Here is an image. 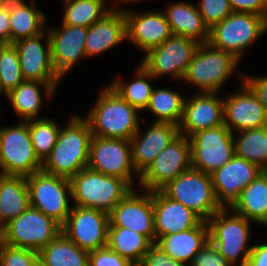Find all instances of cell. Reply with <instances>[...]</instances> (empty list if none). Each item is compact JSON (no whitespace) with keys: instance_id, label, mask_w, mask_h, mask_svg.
Here are the masks:
<instances>
[{"instance_id":"6da1fadb","label":"cell","mask_w":267,"mask_h":266,"mask_svg":"<svg viewBox=\"0 0 267 266\" xmlns=\"http://www.w3.org/2000/svg\"><path fill=\"white\" fill-rule=\"evenodd\" d=\"M92 133L86 119L74 116L61 128L57 143L42 163V171L71 179L88 167Z\"/></svg>"},{"instance_id":"7a4b0ae2","label":"cell","mask_w":267,"mask_h":266,"mask_svg":"<svg viewBox=\"0 0 267 266\" xmlns=\"http://www.w3.org/2000/svg\"><path fill=\"white\" fill-rule=\"evenodd\" d=\"M98 96L85 118L92 136L130 140L140 126L139 111L109 85Z\"/></svg>"},{"instance_id":"3957f363","label":"cell","mask_w":267,"mask_h":266,"mask_svg":"<svg viewBox=\"0 0 267 266\" xmlns=\"http://www.w3.org/2000/svg\"><path fill=\"white\" fill-rule=\"evenodd\" d=\"M74 206L110 213L132 187L122 178L104 175L88 167L70 179Z\"/></svg>"},{"instance_id":"277c9868","label":"cell","mask_w":267,"mask_h":266,"mask_svg":"<svg viewBox=\"0 0 267 266\" xmlns=\"http://www.w3.org/2000/svg\"><path fill=\"white\" fill-rule=\"evenodd\" d=\"M240 61L208 42L198 45L181 80L208 93H218Z\"/></svg>"},{"instance_id":"5b68a950","label":"cell","mask_w":267,"mask_h":266,"mask_svg":"<svg viewBox=\"0 0 267 266\" xmlns=\"http://www.w3.org/2000/svg\"><path fill=\"white\" fill-rule=\"evenodd\" d=\"M266 32L267 20L263 16L232 12L209 29L208 43L240 61L244 50Z\"/></svg>"},{"instance_id":"8992f818","label":"cell","mask_w":267,"mask_h":266,"mask_svg":"<svg viewBox=\"0 0 267 266\" xmlns=\"http://www.w3.org/2000/svg\"><path fill=\"white\" fill-rule=\"evenodd\" d=\"M228 209L216 212L207 222L209 225V240L217 251L233 266H246L252 250L247 245L250 238V220L238 214L227 216Z\"/></svg>"},{"instance_id":"52a82bcc","label":"cell","mask_w":267,"mask_h":266,"mask_svg":"<svg viewBox=\"0 0 267 266\" xmlns=\"http://www.w3.org/2000/svg\"><path fill=\"white\" fill-rule=\"evenodd\" d=\"M161 191L170 199L193 210L205 221L221 210L211 175L192 167L169 182Z\"/></svg>"},{"instance_id":"ba28073f","label":"cell","mask_w":267,"mask_h":266,"mask_svg":"<svg viewBox=\"0 0 267 266\" xmlns=\"http://www.w3.org/2000/svg\"><path fill=\"white\" fill-rule=\"evenodd\" d=\"M0 174L30 176L42 170L29 133V120L0 127Z\"/></svg>"},{"instance_id":"9c48e42d","label":"cell","mask_w":267,"mask_h":266,"mask_svg":"<svg viewBox=\"0 0 267 266\" xmlns=\"http://www.w3.org/2000/svg\"><path fill=\"white\" fill-rule=\"evenodd\" d=\"M26 182L30 207L53 218L62 226L72 209L68 200V196L72 198L70 179L41 170L27 176Z\"/></svg>"},{"instance_id":"30bf717a","label":"cell","mask_w":267,"mask_h":266,"mask_svg":"<svg viewBox=\"0 0 267 266\" xmlns=\"http://www.w3.org/2000/svg\"><path fill=\"white\" fill-rule=\"evenodd\" d=\"M61 233V225L39 210L29 207L2 228L1 241L7 245L39 252Z\"/></svg>"},{"instance_id":"8fae6325","label":"cell","mask_w":267,"mask_h":266,"mask_svg":"<svg viewBox=\"0 0 267 266\" xmlns=\"http://www.w3.org/2000/svg\"><path fill=\"white\" fill-rule=\"evenodd\" d=\"M234 133L224 124L189 137L191 167L211 175L234 156Z\"/></svg>"},{"instance_id":"7c38bea8","label":"cell","mask_w":267,"mask_h":266,"mask_svg":"<svg viewBox=\"0 0 267 266\" xmlns=\"http://www.w3.org/2000/svg\"><path fill=\"white\" fill-rule=\"evenodd\" d=\"M189 168H191L190 141L188 137L179 134L140 175L139 183L144 190H161Z\"/></svg>"},{"instance_id":"4fadbf2b","label":"cell","mask_w":267,"mask_h":266,"mask_svg":"<svg viewBox=\"0 0 267 266\" xmlns=\"http://www.w3.org/2000/svg\"><path fill=\"white\" fill-rule=\"evenodd\" d=\"M88 168L104 175L122 178L131 187L134 183L132 176L136 173L140 177L133 165L131 142L126 139L92 136Z\"/></svg>"},{"instance_id":"5bb4252c","label":"cell","mask_w":267,"mask_h":266,"mask_svg":"<svg viewBox=\"0 0 267 266\" xmlns=\"http://www.w3.org/2000/svg\"><path fill=\"white\" fill-rule=\"evenodd\" d=\"M199 44L192 38L172 34L164 43L150 49L141 65L155 78L170 74L180 80Z\"/></svg>"},{"instance_id":"9a60e30c","label":"cell","mask_w":267,"mask_h":266,"mask_svg":"<svg viewBox=\"0 0 267 266\" xmlns=\"http://www.w3.org/2000/svg\"><path fill=\"white\" fill-rule=\"evenodd\" d=\"M109 214L73 206L61 232L80 249L91 252L107 246Z\"/></svg>"},{"instance_id":"2e32d148","label":"cell","mask_w":267,"mask_h":266,"mask_svg":"<svg viewBox=\"0 0 267 266\" xmlns=\"http://www.w3.org/2000/svg\"><path fill=\"white\" fill-rule=\"evenodd\" d=\"M109 222V227H123L136 231L152 243H156L153 191L144 190L139 196L132 188L109 213Z\"/></svg>"},{"instance_id":"e0dca14e","label":"cell","mask_w":267,"mask_h":266,"mask_svg":"<svg viewBox=\"0 0 267 266\" xmlns=\"http://www.w3.org/2000/svg\"><path fill=\"white\" fill-rule=\"evenodd\" d=\"M257 164L234 155L224 166L211 174L217 204L230 210L238 202L241 192L261 172Z\"/></svg>"},{"instance_id":"ac0fdd59","label":"cell","mask_w":267,"mask_h":266,"mask_svg":"<svg viewBox=\"0 0 267 266\" xmlns=\"http://www.w3.org/2000/svg\"><path fill=\"white\" fill-rule=\"evenodd\" d=\"M240 91L223 99V122L232 132L267 126V112L252 90L243 82Z\"/></svg>"},{"instance_id":"d6986e66","label":"cell","mask_w":267,"mask_h":266,"mask_svg":"<svg viewBox=\"0 0 267 266\" xmlns=\"http://www.w3.org/2000/svg\"><path fill=\"white\" fill-rule=\"evenodd\" d=\"M45 36H47L45 38ZM47 39L46 47L41 43ZM17 49L20 67L24 80L40 82H59L61 77L55 71L51 60V44L49 34L45 32L21 39L13 43Z\"/></svg>"},{"instance_id":"ffe728a7","label":"cell","mask_w":267,"mask_h":266,"mask_svg":"<svg viewBox=\"0 0 267 266\" xmlns=\"http://www.w3.org/2000/svg\"><path fill=\"white\" fill-rule=\"evenodd\" d=\"M126 19V39L131 41L145 54L152 48L164 43L172 31L167 22L165 13L143 12L136 14L133 11H124Z\"/></svg>"},{"instance_id":"44dd1931","label":"cell","mask_w":267,"mask_h":266,"mask_svg":"<svg viewBox=\"0 0 267 266\" xmlns=\"http://www.w3.org/2000/svg\"><path fill=\"white\" fill-rule=\"evenodd\" d=\"M61 29H50L51 60L55 71L62 78L74 64L86 57L85 41L88 28L61 24Z\"/></svg>"},{"instance_id":"7402d4cb","label":"cell","mask_w":267,"mask_h":266,"mask_svg":"<svg viewBox=\"0 0 267 266\" xmlns=\"http://www.w3.org/2000/svg\"><path fill=\"white\" fill-rule=\"evenodd\" d=\"M217 93L201 92L188 101L185 98L179 134L190 137L200 131L223 125V99Z\"/></svg>"},{"instance_id":"603a6c76","label":"cell","mask_w":267,"mask_h":266,"mask_svg":"<svg viewBox=\"0 0 267 266\" xmlns=\"http://www.w3.org/2000/svg\"><path fill=\"white\" fill-rule=\"evenodd\" d=\"M153 207L156 242L162 236L192 229L203 221L193 210L170 199L161 190L153 191Z\"/></svg>"},{"instance_id":"cb8c5ba5","label":"cell","mask_w":267,"mask_h":266,"mask_svg":"<svg viewBox=\"0 0 267 266\" xmlns=\"http://www.w3.org/2000/svg\"><path fill=\"white\" fill-rule=\"evenodd\" d=\"M140 130L139 127L135 135L130 139L132 161L139 175L179 135V127L172 123L154 122L146 133L142 134Z\"/></svg>"},{"instance_id":"d4e9b609","label":"cell","mask_w":267,"mask_h":266,"mask_svg":"<svg viewBox=\"0 0 267 266\" xmlns=\"http://www.w3.org/2000/svg\"><path fill=\"white\" fill-rule=\"evenodd\" d=\"M126 40L124 10L114 8L101 20L88 27L85 41L86 57L100 55Z\"/></svg>"},{"instance_id":"484cf974","label":"cell","mask_w":267,"mask_h":266,"mask_svg":"<svg viewBox=\"0 0 267 266\" xmlns=\"http://www.w3.org/2000/svg\"><path fill=\"white\" fill-rule=\"evenodd\" d=\"M209 241V225L203 220L197 227L162 236L156 244L171 258L189 266L194 256ZM189 262V263H188Z\"/></svg>"},{"instance_id":"4316f807","label":"cell","mask_w":267,"mask_h":266,"mask_svg":"<svg viewBox=\"0 0 267 266\" xmlns=\"http://www.w3.org/2000/svg\"><path fill=\"white\" fill-rule=\"evenodd\" d=\"M164 13L172 34L192 38L200 44L209 41V28L204 24L197 5L177 2L170 4Z\"/></svg>"},{"instance_id":"83f0119b","label":"cell","mask_w":267,"mask_h":266,"mask_svg":"<svg viewBox=\"0 0 267 266\" xmlns=\"http://www.w3.org/2000/svg\"><path fill=\"white\" fill-rule=\"evenodd\" d=\"M30 207L24 176L0 174V226L3 228Z\"/></svg>"},{"instance_id":"f1b7e54d","label":"cell","mask_w":267,"mask_h":266,"mask_svg":"<svg viewBox=\"0 0 267 266\" xmlns=\"http://www.w3.org/2000/svg\"><path fill=\"white\" fill-rule=\"evenodd\" d=\"M35 1L27 5L23 0H9L10 44L44 32L46 16Z\"/></svg>"},{"instance_id":"f546056e","label":"cell","mask_w":267,"mask_h":266,"mask_svg":"<svg viewBox=\"0 0 267 266\" xmlns=\"http://www.w3.org/2000/svg\"><path fill=\"white\" fill-rule=\"evenodd\" d=\"M58 82H40L24 80L14 90L8 93L7 99L11 101L13 109L22 117L21 121L38 119V112L42 106L40 86L45 89V96L51 98Z\"/></svg>"},{"instance_id":"4dcf8cb0","label":"cell","mask_w":267,"mask_h":266,"mask_svg":"<svg viewBox=\"0 0 267 266\" xmlns=\"http://www.w3.org/2000/svg\"><path fill=\"white\" fill-rule=\"evenodd\" d=\"M231 211L247 220L267 226V171L261 172L242 190Z\"/></svg>"},{"instance_id":"1f68e13d","label":"cell","mask_w":267,"mask_h":266,"mask_svg":"<svg viewBox=\"0 0 267 266\" xmlns=\"http://www.w3.org/2000/svg\"><path fill=\"white\" fill-rule=\"evenodd\" d=\"M45 266H88L89 252L80 249L62 232L38 252Z\"/></svg>"},{"instance_id":"d6a6232c","label":"cell","mask_w":267,"mask_h":266,"mask_svg":"<svg viewBox=\"0 0 267 266\" xmlns=\"http://www.w3.org/2000/svg\"><path fill=\"white\" fill-rule=\"evenodd\" d=\"M153 243L141 233L123 227H108L107 247L136 266Z\"/></svg>"},{"instance_id":"836d02e7","label":"cell","mask_w":267,"mask_h":266,"mask_svg":"<svg viewBox=\"0 0 267 266\" xmlns=\"http://www.w3.org/2000/svg\"><path fill=\"white\" fill-rule=\"evenodd\" d=\"M240 137L235 140L234 155L257 164L267 171V126L240 131Z\"/></svg>"},{"instance_id":"e575fe53","label":"cell","mask_w":267,"mask_h":266,"mask_svg":"<svg viewBox=\"0 0 267 266\" xmlns=\"http://www.w3.org/2000/svg\"><path fill=\"white\" fill-rule=\"evenodd\" d=\"M185 98L175 90L155 88L146 109L157 117L155 122L172 123L179 126L184 109Z\"/></svg>"},{"instance_id":"d590c367","label":"cell","mask_w":267,"mask_h":266,"mask_svg":"<svg viewBox=\"0 0 267 266\" xmlns=\"http://www.w3.org/2000/svg\"><path fill=\"white\" fill-rule=\"evenodd\" d=\"M64 2L65 13L62 24L69 26L88 28L113 9L107 8L105 0H64Z\"/></svg>"},{"instance_id":"8d00e7d4","label":"cell","mask_w":267,"mask_h":266,"mask_svg":"<svg viewBox=\"0 0 267 266\" xmlns=\"http://www.w3.org/2000/svg\"><path fill=\"white\" fill-rule=\"evenodd\" d=\"M135 71L136 77L131 83L125 84V82L118 79L113 81V83H110L109 86L132 107L141 111L146 109L154 89L152 88V85L148 83V79L151 80L155 77H153L141 64Z\"/></svg>"},{"instance_id":"74e56055","label":"cell","mask_w":267,"mask_h":266,"mask_svg":"<svg viewBox=\"0 0 267 266\" xmlns=\"http://www.w3.org/2000/svg\"><path fill=\"white\" fill-rule=\"evenodd\" d=\"M61 127L48 118L29 120V133L35 154L43 163L57 143Z\"/></svg>"},{"instance_id":"f35d334b","label":"cell","mask_w":267,"mask_h":266,"mask_svg":"<svg viewBox=\"0 0 267 266\" xmlns=\"http://www.w3.org/2000/svg\"><path fill=\"white\" fill-rule=\"evenodd\" d=\"M24 81L17 49L13 44L0 47V94L7 95Z\"/></svg>"},{"instance_id":"ab89813d","label":"cell","mask_w":267,"mask_h":266,"mask_svg":"<svg viewBox=\"0 0 267 266\" xmlns=\"http://www.w3.org/2000/svg\"><path fill=\"white\" fill-rule=\"evenodd\" d=\"M197 4L203 22L209 29L233 12L228 0H200Z\"/></svg>"},{"instance_id":"60d3db41","label":"cell","mask_w":267,"mask_h":266,"mask_svg":"<svg viewBox=\"0 0 267 266\" xmlns=\"http://www.w3.org/2000/svg\"><path fill=\"white\" fill-rule=\"evenodd\" d=\"M37 258L35 250L13 247L0 241V266H30Z\"/></svg>"},{"instance_id":"b9f144b4","label":"cell","mask_w":267,"mask_h":266,"mask_svg":"<svg viewBox=\"0 0 267 266\" xmlns=\"http://www.w3.org/2000/svg\"><path fill=\"white\" fill-rule=\"evenodd\" d=\"M88 266H136L110 248L103 247L89 252Z\"/></svg>"},{"instance_id":"7bdbcfd3","label":"cell","mask_w":267,"mask_h":266,"mask_svg":"<svg viewBox=\"0 0 267 266\" xmlns=\"http://www.w3.org/2000/svg\"><path fill=\"white\" fill-rule=\"evenodd\" d=\"M189 266H233L226 260L209 240L194 256Z\"/></svg>"},{"instance_id":"ee69618b","label":"cell","mask_w":267,"mask_h":266,"mask_svg":"<svg viewBox=\"0 0 267 266\" xmlns=\"http://www.w3.org/2000/svg\"><path fill=\"white\" fill-rule=\"evenodd\" d=\"M137 266H186L171 258L160 246L153 243Z\"/></svg>"},{"instance_id":"f6af8a7d","label":"cell","mask_w":267,"mask_h":266,"mask_svg":"<svg viewBox=\"0 0 267 266\" xmlns=\"http://www.w3.org/2000/svg\"><path fill=\"white\" fill-rule=\"evenodd\" d=\"M233 12L252 13L267 20V0H228Z\"/></svg>"},{"instance_id":"bcb514c9","label":"cell","mask_w":267,"mask_h":266,"mask_svg":"<svg viewBox=\"0 0 267 266\" xmlns=\"http://www.w3.org/2000/svg\"><path fill=\"white\" fill-rule=\"evenodd\" d=\"M239 78L252 90L267 112V76H245L238 73Z\"/></svg>"},{"instance_id":"7dc6e473","label":"cell","mask_w":267,"mask_h":266,"mask_svg":"<svg viewBox=\"0 0 267 266\" xmlns=\"http://www.w3.org/2000/svg\"><path fill=\"white\" fill-rule=\"evenodd\" d=\"M0 42L10 44L9 0L0 6Z\"/></svg>"},{"instance_id":"c3c4849f","label":"cell","mask_w":267,"mask_h":266,"mask_svg":"<svg viewBox=\"0 0 267 266\" xmlns=\"http://www.w3.org/2000/svg\"><path fill=\"white\" fill-rule=\"evenodd\" d=\"M246 266H267V243L252 245Z\"/></svg>"},{"instance_id":"681fc988","label":"cell","mask_w":267,"mask_h":266,"mask_svg":"<svg viewBox=\"0 0 267 266\" xmlns=\"http://www.w3.org/2000/svg\"><path fill=\"white\" fill-rule=\"evenodd\" d=\"M30 266H45V265L39 258H37Z\"/></svg>"},{"instance_id":"f907efd6","label":"cell","mask_w":267,"mask_h":266,"mask_svg":"<svg viewBox=\"0 0 267 266\" xmlns=\"http://www.w3.org/2000/svg\"><path fill=\"white\" fill-rule=\"evenodd\" d=\"M1 238H2V228L0 226V241H1Z\"/></svg>"},{"instance_id":"816d5d0a","label":"cell","mask_w":267,"mask_h":266,"mask_svg":"<svg viewBox=\"0 0 267 266\" xmlns=\"http://www.w3.org/2000/svg\"><path fill=\"white\" fill-rule=\"evenodd\" d=\"M135 1H138V0H128L127 3L128 2H135ZM139 1H142V0H139Z\"/></svg>"},{"instance_id":"f5cc1de1","label":"cell","mask_w":267,"mask_h":266,"mask_svg":"<svg viewBox=\"0 0 267 266\" xmlns=\"http://www.w3.org/2000/svg\"><path fill=\"white\" fill-rule=\"evenodd\" d=\"M119 2L121 1L122 3L127 2L128 0H118Z\"/></svg>"},{"instance_id":"db71d44e","label":"cell","mask_w":267,"mask_h":266,"mask_svg":"<svg viewBox=\"0 0 267 266\" xmlns=\"http://www.w3.org/2000/svg\"><path fill=\"white\" fill-rule=\"evenodd\" d=\"M5 2V0H0V6Z\"/></svg>"}]
</instances>
